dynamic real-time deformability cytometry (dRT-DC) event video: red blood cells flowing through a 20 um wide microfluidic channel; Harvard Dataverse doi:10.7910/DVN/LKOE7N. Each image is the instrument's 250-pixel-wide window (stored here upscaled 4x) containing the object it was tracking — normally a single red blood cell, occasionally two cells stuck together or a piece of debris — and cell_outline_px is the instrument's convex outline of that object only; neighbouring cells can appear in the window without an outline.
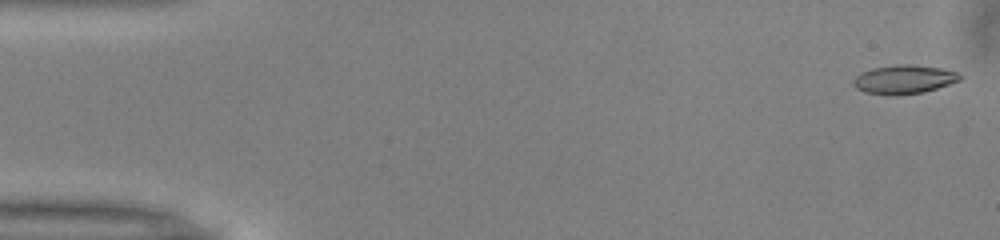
{"species": "common noctule bat (a hibernating species)", "species_latin": "Nyctalus noctula", "temperature_condition": "warm", "stored_images_in_passage": 50, "camera_frame_rate_fps": 3000, "um_per_image_px": 0.085, "animal": {"sex": "male", "body_mass_g": 13.0, "forearm_length_mm": 53.1}, "frame": {"image": 1, "passage_image": 1, "time_ms": 0.0, "image_size_px": [1000, 240], "cell_outline_px": [[964, 76], [960, 80], [924, 92], [896, 96], [864, 92], [856, 88], [852, 84], [852, 80], [860, 72], [872, 68], [896, 64], [912, 64], [940, 68], [956, 72]], "centroid_in_image_um": [76.8, 6.75], "position_along_channel_um": 8.2, "area_um2": 18.03}}
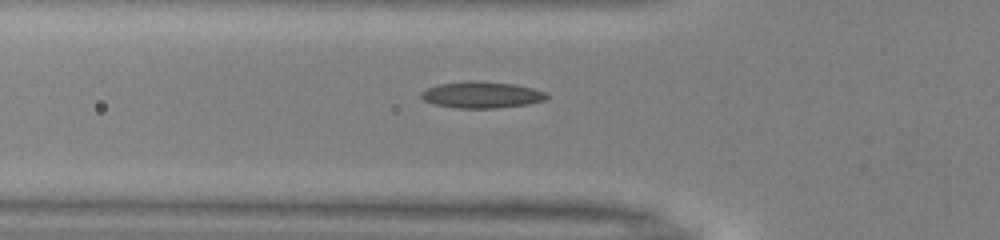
{"frame": {"image": 2, "passage_image": 17, "time_ms": 5.333, "image_size_px": [1000, 240], "cell_outline_px": [[548, 96], [544, 100], [528, 104], [496, 108], [456, 108], [432, 104], [424, 100], [420, 96], [420, 92], [428, 88], [440, 84], [468, 80], [472, 80], [516, 84], [548, 92]], "centroid_in_image_um": [40.94, 8.06], "position_along_channel_um": 84.9, "area_um2": 19.48}}
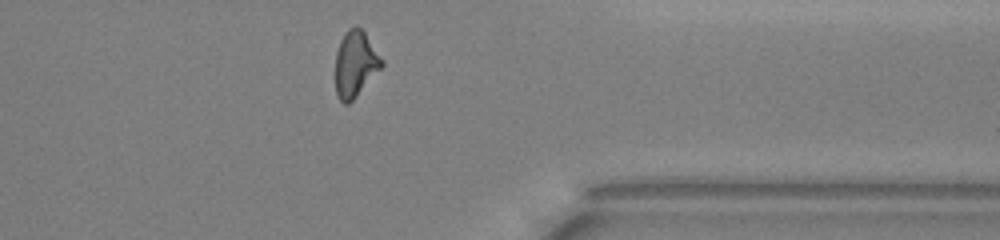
{"frame": {"image": 3, "passage_image": 40, "time_ms": 13.0, "image_size_px": [1000, 240], "cell_outline_px": [[384, 64], [356, 96], [348, 104], [344, 104], [336, 96], [336, 52], [340, 40], [344, 32], [348, 28], [356, 24], [364, 32], [384, 60]], "centroid_in_image_um": [30.19, 5.4], "position_along_channel_um": 381.2, "area_um2": 17.74}, "authors_computed_cell_mechanics": {"area_um2": 17.8313, "velocity_mm_per_s": 4.0251, "shape_relaxation_time_tau1_ms": 8.2849, "shape_relaxation_time_tau2_ms": 2.7784, "deformation_change_tau1": 0.2443, "deformation_change_tau2": 0.0927}}